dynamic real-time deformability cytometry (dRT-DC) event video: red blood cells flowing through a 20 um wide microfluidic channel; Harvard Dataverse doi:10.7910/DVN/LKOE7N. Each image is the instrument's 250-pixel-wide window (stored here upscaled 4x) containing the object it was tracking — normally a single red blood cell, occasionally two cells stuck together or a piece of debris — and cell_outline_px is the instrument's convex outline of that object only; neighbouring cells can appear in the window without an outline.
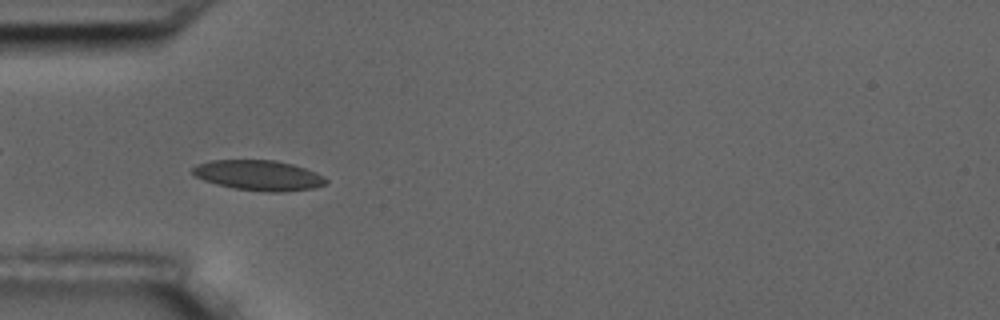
{"species": "common noctule bat (a hibernating species)", "species_latin": "Nyctalus noctula", "temperature_condition": "room temperature", "stored_images_in_passage": 5, "camera_frame_rate_fps": 3000, "um_per_image_px": 0.085, "animal": {"sex": "male", "body_mass_g": 17.5, "forearm_length_mm": 52.3}, "frame": {"image": 1, "passage_image": 5, "time_ms": 4.667, "image_size_px": [1000, 320], "cell_outline_px": [[328, 180], [324, 184], [312, 188], [280, 192], [268, 192], [236, 188], [216, 184], [204, 180], [196, 176], [192, 172], [192, 168], [196, 164], [208, 160], [276, 160], [292, 164], [316, 172], [324, 176]], "centroid_in_image_um": [21.97, 14.89], "position_along_channel_um": 63.0, "area_um2": 23.35}}